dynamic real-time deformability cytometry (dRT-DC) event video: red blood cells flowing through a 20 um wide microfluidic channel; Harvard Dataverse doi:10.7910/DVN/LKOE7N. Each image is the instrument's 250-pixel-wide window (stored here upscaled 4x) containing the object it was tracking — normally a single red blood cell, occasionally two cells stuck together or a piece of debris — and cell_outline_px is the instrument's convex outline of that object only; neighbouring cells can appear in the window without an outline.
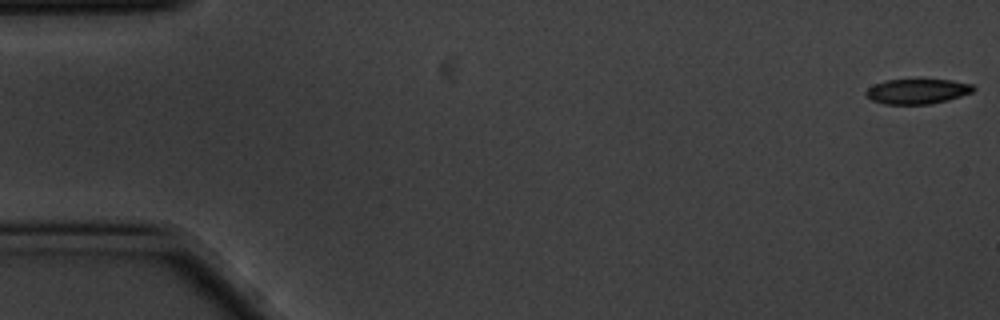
{"species": "common noctule bat (a hibernating species)", "species_latin": "Nyctalus noctula", "temperature_condition": "cold", "stored_images_in_passage": 16, "camera_frame_rate_fps": 3000, "um_per_image_px": 0.085, "animal": {"sex": "male", "body_mass_g": 20.1, "forearm_length_mm": 53.5}, "frame": {"image": 1, "passage_image": 1, "time_ms": 0.0, "image_size_px": [1000, 320], "cell_outline_px": [[976, 88], [972, 92], [948, 100], [928, 104], [884, 104], [872, 100], [864, 92], [868, 88], [884, 80], [952, 80], [972, 84]], "centroid_in_image_um": [77.98, 7.76], "position_along_channel_um": 7.0, "area_um2": 15.49}}
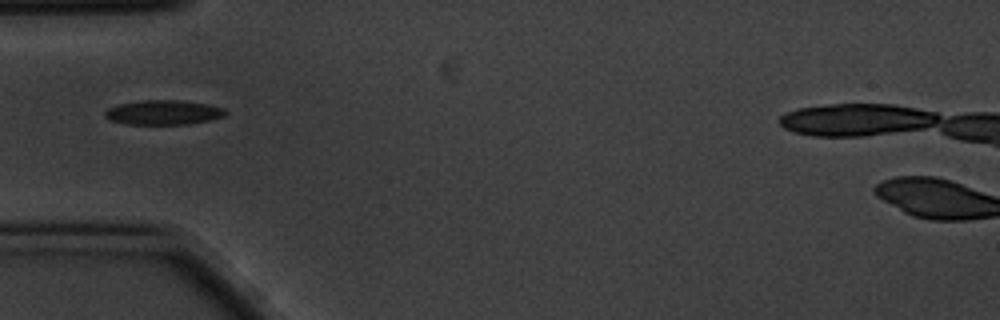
{"frame": {"image": 2, "passage_image": 5, "time_ms": 1.333, "image_size_px": [1000, 320], "cell_outline_px": [[228, 112], [224, 116], [212, 120], [188, 124], [124, 124], [108, 120], [104, 116], [104, 112], [108, 108], [116, 104], [140, 100], [180, 100], [208, 104], [224, 108]], "centroid_in_image_um": [13.87, 9.55], "position_along_channel_um": 71.1, "area_um2": 17.57}}
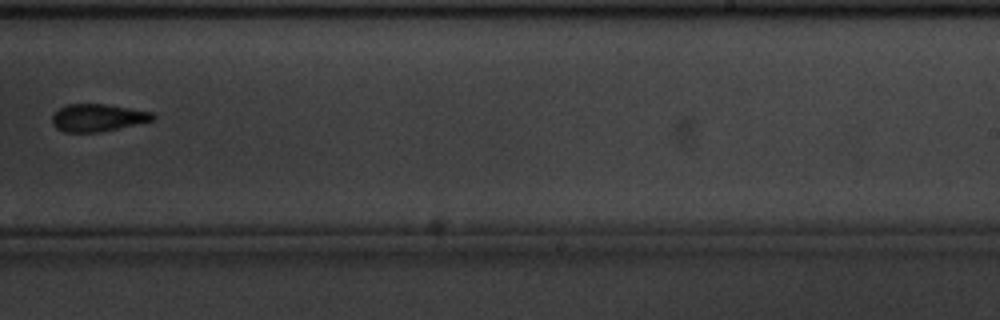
{"frame": {"image": 3, "passage_image": 10, "time_ms": 3.0, "image_size_px": [1000, 320], "cell_outline_px": [[156, 120], [100, 132], [64, 132], [56, 128], [52, 124], [52, 116], [60, 108], [68, 104], [104, 104], [152, 112], [156, 116]], "centroid_in_image_um": [8.32, 10.01], "position_along_channel_um": 280.7, "area_um2": 16.07}}